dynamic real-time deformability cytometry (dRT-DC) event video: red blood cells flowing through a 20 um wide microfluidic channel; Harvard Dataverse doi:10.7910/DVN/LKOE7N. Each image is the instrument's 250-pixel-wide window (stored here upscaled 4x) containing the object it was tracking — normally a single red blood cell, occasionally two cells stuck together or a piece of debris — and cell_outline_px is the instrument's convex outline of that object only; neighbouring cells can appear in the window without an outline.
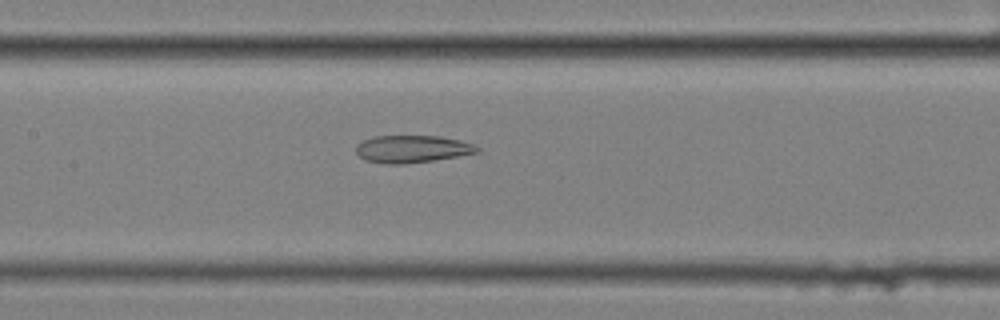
{"species": "common noctule bat (a hibernating species)", "species_latin": "Nyctalus noctula", "temperature_condition": "cold", "stored_images_in_passage": 38, "camera_frame_rate_fps": 3000, "um_per_image_px": 0.085, "animal": {"sex": "female", "body_mass_g": 25.1}, "frame": {"image": 1, "passage_image": 26, "time_ms": 8.333, "image_size_px": [1000, 320], "cell_outline_px": [[480, 152], [432, 160], [404, 164], [384, 164], [364, 160], [356, 152], [356, 144], [372, 136], [440, 136], [460, 140], [472, 144], [480, 148]], "centroid_in_image_um": [35.0, 12.66], "position_along_channel_um": 172.4, "area_um2": 19.31}}
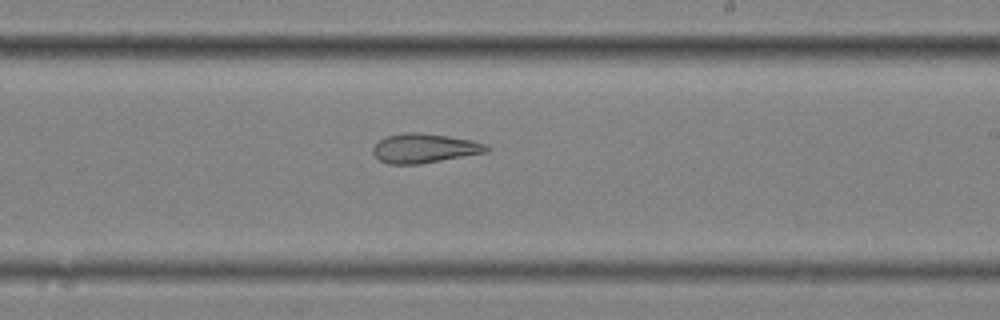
{"frame": {"image": 2, "passage_image": 33, "time_ms": 10.667, "image_size_px": [1000, 320], "cell_outline_px": [[492, 148], [488, 152], [420, 164], [388, 164], [380, 160], [372, 152], [372, 148], [380, 140], [388, 136], [404, 132], [420, 132], [448, 136], [472, 140], [484, 144]], "centroid_in_image_um": [36.09, 12.6], "position_along_channel_um": 252.9, "area_um2": 19.42}}
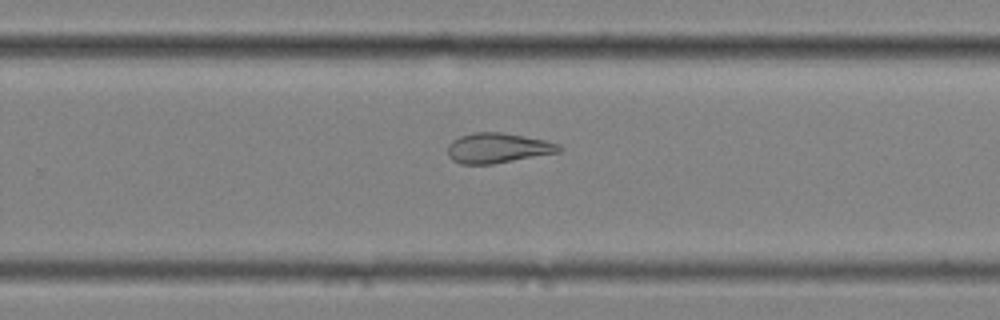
{"frame": {"image": 3, "passage_image": 36, "time_ms": 11.667, "image_size_px": [1000, 320], "cell_outline_px": [[564, 148], [560, 152], [492, 164], [460, 164], [452, 160], [448, 156], [448, 144], [452, 140], [460, 136], [472, 132], [500, 132], [544, 140], [560, 144]], "centroid_in_image_um": [42.29, 12.58], "position_along_channel_um": 287.5, "area_um2": 19.54}}